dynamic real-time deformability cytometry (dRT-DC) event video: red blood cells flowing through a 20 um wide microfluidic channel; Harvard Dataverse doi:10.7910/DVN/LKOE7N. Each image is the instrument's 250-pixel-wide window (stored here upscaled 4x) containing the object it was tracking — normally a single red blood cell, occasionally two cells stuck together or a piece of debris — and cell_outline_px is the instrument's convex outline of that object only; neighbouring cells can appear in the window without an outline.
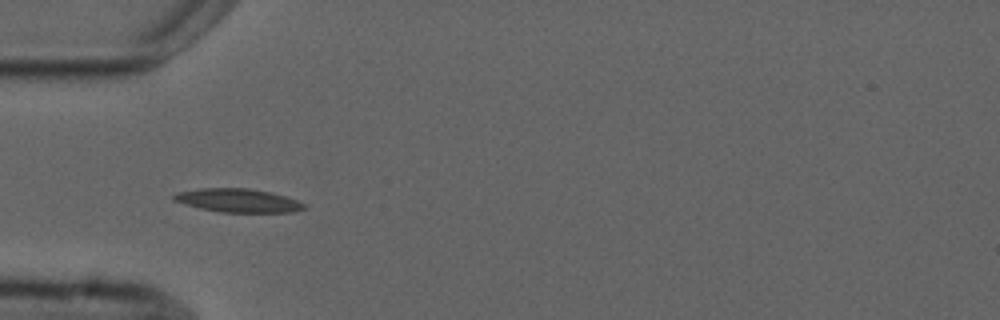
{"species": "common noctule bat (a hibernating species)", "species_latin": "Nyctalus noctula", "temperature_condition": "cold", "stored_images_in_passage": 5, "camera_frame_rate_fps": 3000, "um_per_image_px": 0.085, "animal": {"sex": "male", "forearm_length_mm": 52.5}, "frame": {"image": 1, "passage_image": 5, "time_ms": 4.667, "image_size_px": [1000, 320], "cell_outline_px": [[308, 208], [292, 212], [220, 212], [200, 208], [172, 200], [172, 196], [176, 192], [200, 188], [248, 188], [272, 192], [308, 204]], "centroid_in_image_um": [20.26, 17.04], "position_along_channel_um": 64.7, "area_um2": 17.98}}